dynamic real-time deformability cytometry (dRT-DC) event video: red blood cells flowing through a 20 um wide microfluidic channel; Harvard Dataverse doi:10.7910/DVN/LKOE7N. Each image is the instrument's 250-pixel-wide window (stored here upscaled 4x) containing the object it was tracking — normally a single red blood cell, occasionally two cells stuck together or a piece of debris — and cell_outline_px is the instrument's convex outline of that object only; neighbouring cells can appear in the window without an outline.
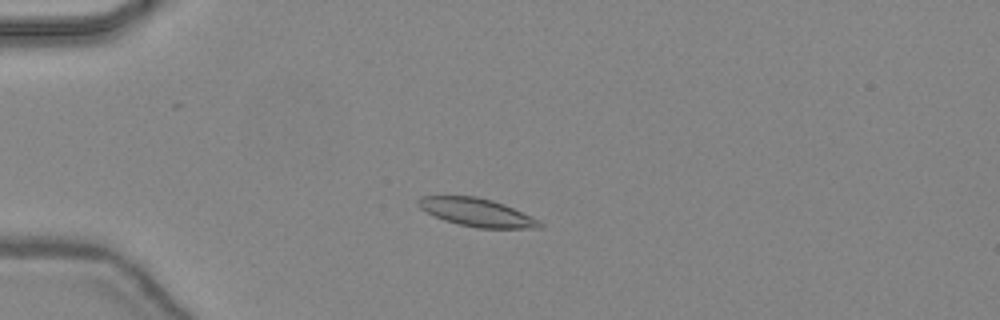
{"species": "common noctule bat (a hibernating species)", "species_latin": "Nyctalus noctula", "temperature_condition": "warm", "stored_images_in_passage": 45, "camera_frame_rate_fps": 3000, "um_per_image_px": 0.085, "animal": {"sex": "female", "body_mass_g": 24.6, "forearm_length_mm": 56.2}, "frame": {"image": 1, "passage_image": 11, "time_ms": 3.333, "image_size_px": [1000, 320], "cell_outline_px": [[544, 224], [540, 228], [480, 228], [460, 224], [444, 220], [420, 208], [416, 204], [416, 200], [420, 196], [476, 196], [492, 200], [504, 204], [540, 220]], "centroid_in_image_um": [40.54, 18.04], "position_along_channel_um": 44.5, "area_um2": 19.77}}
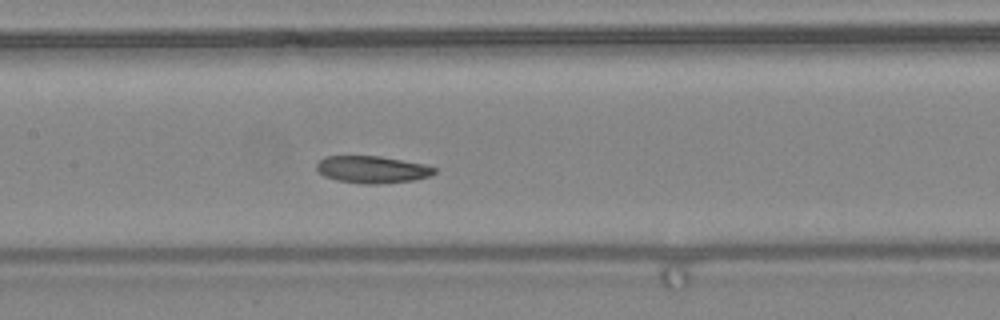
{"frame": {"image": 2, "passage_image": 22, "time_ms": 7.0, "image_size_px": [1000, 320], "cell_outline_px": [[436, 172], [428, 176], [412, 180], [376, 184], [360, 184], [336, 180], [324, 176], [316, 168], [316, 164], [324, 156], [380, 156], [424, 164], [436, 168]], "centroid_in_image_um": [31.6, 14.4], "position_along_channel_um": 175.8, "area_um2": 18.55}}
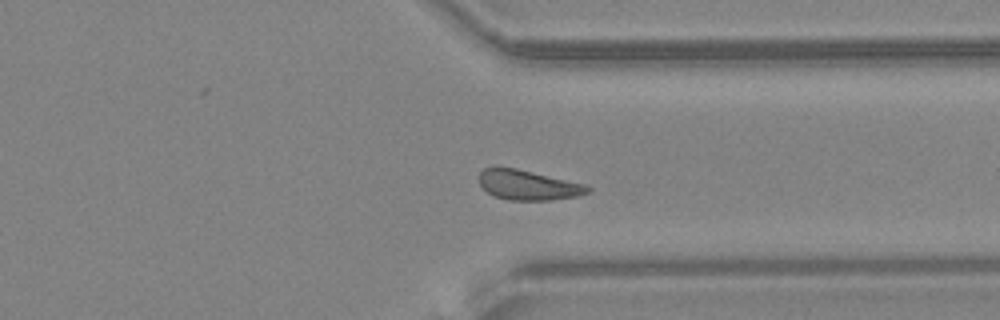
{"frame": {"image": 3, "passage_image": 35, "time_ms": 11.333, "image_size_px": [1000, 320], "cell_outline_px": [[592, 188], [588, 192], [576, 196], [552, 200], [508, 200], [492, 196], [480, 184], [480, 172], [484, 168], [496, 164], [516, 168], [584, 184]], "centroid_in_image_um": [44.82, 15.71], "position_along_channel_um": 366.6, "area_um2": 19.07}, "authors_computed_cell_mechanics": {"area_um2": 19.5364, "velocity_mm_per_s": 4.4197, "shape_relaxation_time_tau1_ms": 6.9155, "shape_relaxation_time_tau2_ms": null, "deformation_change_tau1": 0.1368, "deformation_change_tau2": null}}